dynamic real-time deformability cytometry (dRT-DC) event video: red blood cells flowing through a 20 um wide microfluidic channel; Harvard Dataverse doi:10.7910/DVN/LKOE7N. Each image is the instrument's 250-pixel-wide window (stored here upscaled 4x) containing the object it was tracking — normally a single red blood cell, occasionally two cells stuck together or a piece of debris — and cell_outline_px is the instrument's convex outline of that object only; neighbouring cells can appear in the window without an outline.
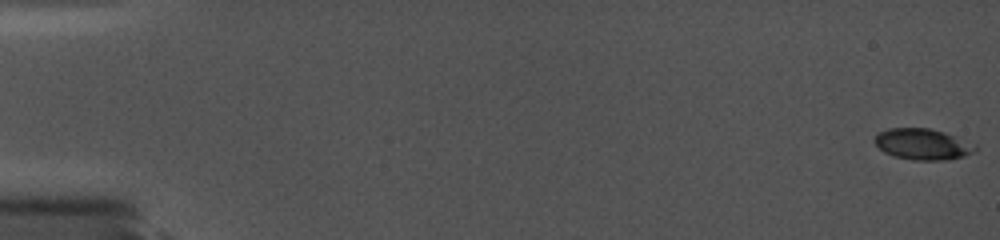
{"species": "common noctule bat (a hibernating species)", "species_latin": "Nyctalus noctula", "temperature_condition": "cold", "stored_images_in_passage": 99, "camera_frame_rate_fps": 5000, "um_per_image_px": 0.085, "animal": {"sex": "female", "body_mass_g": 19.0, "forearm_length_mm": 56.7}, "frame": {"image": 1, "passage_image": 1, "time_ms": 0.0, "image_size_px": [1000, 240], "cell_outline_px": [[976, 152], [964, 156], [944, 160], [912, 160], [896, 156], [884, 152], [872, 140], [880, 132], [888, 128], [928, 128], [944, 132], [976, 144]], "centroid_in_image_um": [78.44, 12.25], "position_along_channel_um": 6.6, "area_um2": 18.15}}
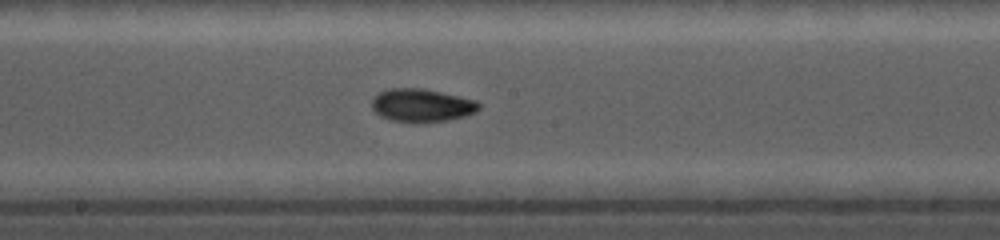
{"frame": {"image": 2, "passage_image": 54, "time_ms": 10.0, "image_size_px": [1000, 240], "cell_outline_px": [[480, 108], [476, 112], [464, 116], [448, 120], [392, 120], [380, 116], [372, 108], [372, 96], [380, 92], [392, 88], [420, 88], [440, 92], [476, 100], [480, 104]], "centroid_in_image_um": [35.84, 8.92], "position_along_channel_um": 212.4, "area_um2": 20.0}}
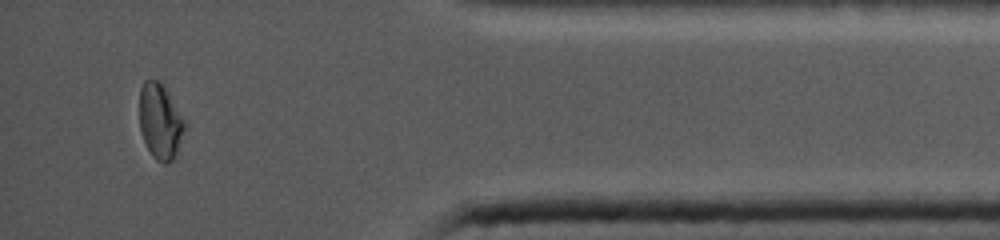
{"frame": {"image": 3, "passage_image": 92, "time_ms": 16.0, "image_size_px": [1000, 240], "cell_outline_px": [[188, 124], [176, 156], [172, 160], [164, 164], [156, 160], [152, 156], [144, 140], [140, 128], [140, 88], [144, 80], [160, 80], [164, 84]], "centroid_in_image_um": [13.66, 10.31], "position_along_channel_um": 421.5, "area_um2": 20.35}}